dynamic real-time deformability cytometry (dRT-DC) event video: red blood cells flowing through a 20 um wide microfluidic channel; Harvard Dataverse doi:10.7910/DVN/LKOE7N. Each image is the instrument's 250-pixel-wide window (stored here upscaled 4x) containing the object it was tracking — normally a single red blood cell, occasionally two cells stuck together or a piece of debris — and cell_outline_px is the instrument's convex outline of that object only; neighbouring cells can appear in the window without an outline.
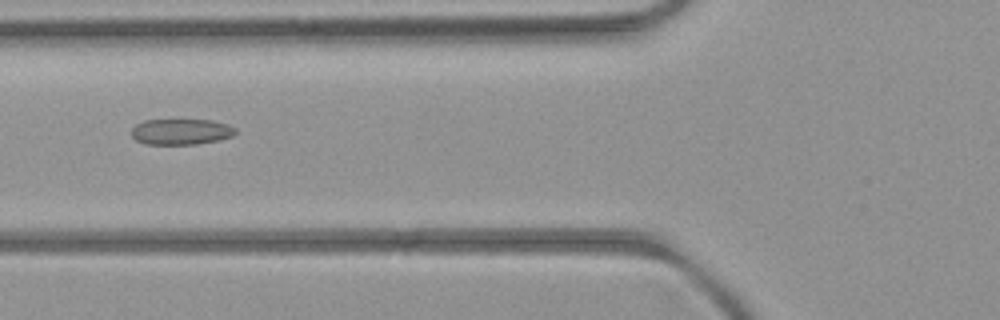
{"species": "common noctule bat (a hibernating species)", "species_latin": "Nyctalus noctula", "temperature_condition": "room temperature", "stored_images_in_passage": 6, "camera_frame_rate_fps": 3000, "um_per_image_px": 0.085, "animal": {"sex": "female", "body_mass_g": 21.9}, "frame": {"image": 1, "passage_image": 5, "time_ms": 5.667, "image_size_px": [1000, 320], "cell_outline_px": [[236, 132], [232, 136], [220, 140], [196, 144], [144, 144], [136, 140], [132, 136], [132, 128], [136, 124], [144, 120], [212, 120], [228, 124], [236, 128]], "centroid_in_image_um": [15.4, 11.19], "position_along_channel_um": 110.4, "area_um2": 15.72}}
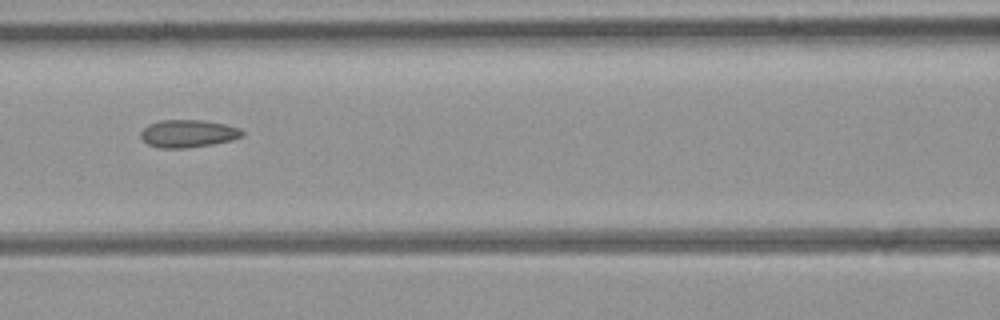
{"frame": {"image": 2, "passage_image": 6, "time_ms": 6.667, "image_size_px": [1000, 320], "cell_outline_px": [[244, 136], [232, 140], [212, 144], [188, 148], [160, 148], [148, 144], [140, 136], [140, 132], [148, 124], [160, 120], [204, 120], [224, 124], [240, 128], [244, 132]], "centroid_in_image_um": [16.0, 11.35], "position_along_channel_um": 150.6, "area_um2": 16.42}}